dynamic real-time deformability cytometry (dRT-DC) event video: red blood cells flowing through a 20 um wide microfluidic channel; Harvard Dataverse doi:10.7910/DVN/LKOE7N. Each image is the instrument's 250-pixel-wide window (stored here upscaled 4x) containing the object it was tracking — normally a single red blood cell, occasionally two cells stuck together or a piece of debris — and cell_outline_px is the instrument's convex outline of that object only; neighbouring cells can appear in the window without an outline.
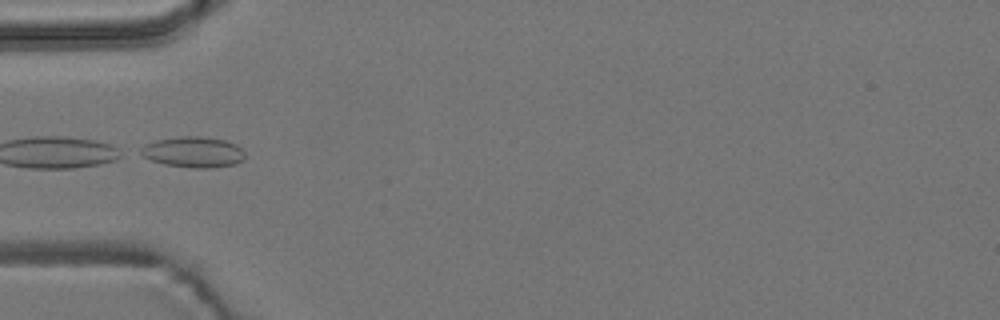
{"species": "common noctule bat (a hibernating species)", "species_latin": "Nyctalus noctula", "temperature_condition": "room temperature", "stored_images_in_passage": 6, "camera_frame_rate_fps": 3000, "um_per_image_px": 0.085, "animal": {"sex": "male", "body_mass_g": 19.2, "forearm_length_mm": 51.8}, "frame": {"image": 1, "passage_image": 4, "time_ms": 3.333, "image_size_px": [1000, 320], "cell_outline_px": [[244, 160], [236, 164], [212, 168], [192, 168], [164, 164], [152, 160], [136, 152], [136, 148], [144, 144], [156, 140], [180, 136], [200, 136], [224, 140], [236, 144], [244, 152]], "centroid_in_image_um": [16.38, 12.92], "position_along_channel_um": 68.6, "area_um2": 18.96}}
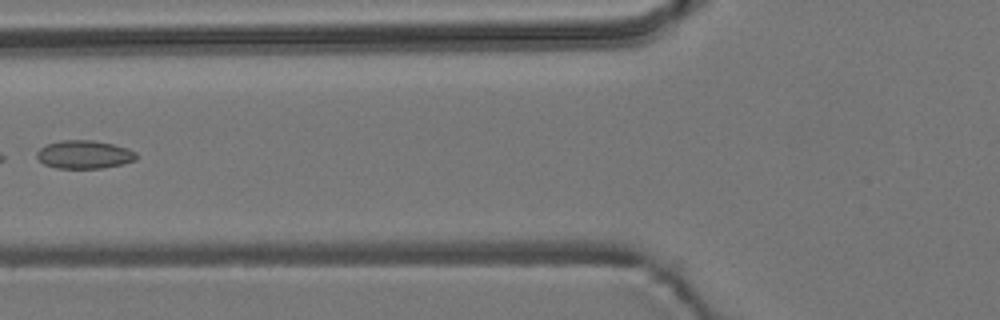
{"frame": {"image": 2, "passage_image": 5, "time_ms": 4.667, "image_size_px": [1000, 320], "cell_outline_px": [[136, 160], [104, 168], [56, 168], [44, 164], [36, 156], [36, 152], [44, 144], [60, 140], [92, 140], [112, 144], [128, 148], [136, 152]], "centroid_in_image_um": [7.13, 13.12], "position_along_channel_um": 118.7, "area_um2": 16.42}}
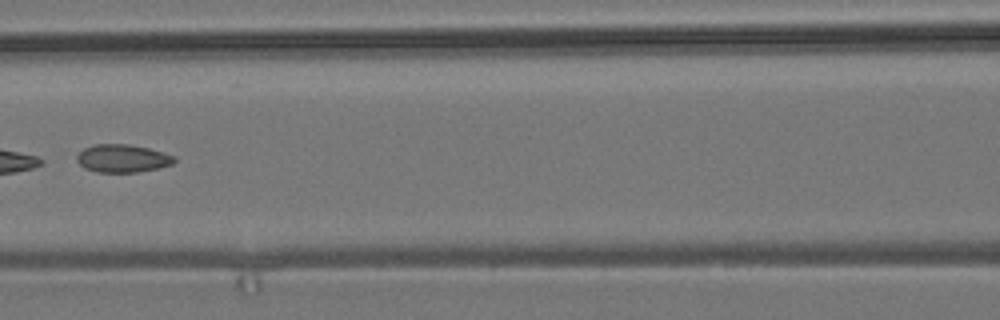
{"frame": {"image": 3, "passage_image": 6, "time_ms": 5.667, "image_size_px": [1000, 320], "cell_outline_px": [[176, 160], [172, 164], [160, 168], [136, 172], [96, 172], [84, 168], [76, 160], [76, 156], [84, 148], [96, 144], [128, 144], [148, 148], [172, 156]], "centroid_in_image_um": [10.38, 13.47], "position_along_channel_um": 156.2, "area_um2": 15.72}}